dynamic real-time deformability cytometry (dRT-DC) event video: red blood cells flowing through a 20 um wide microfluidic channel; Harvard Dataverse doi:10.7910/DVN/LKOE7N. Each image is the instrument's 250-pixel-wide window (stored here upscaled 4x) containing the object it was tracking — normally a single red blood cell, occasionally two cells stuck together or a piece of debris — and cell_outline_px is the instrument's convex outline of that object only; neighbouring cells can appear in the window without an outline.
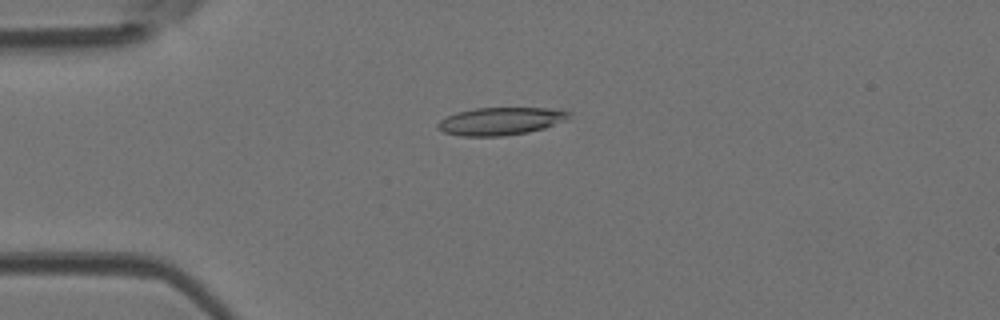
{"species": "Egyptian fruit bat (a non-hibernating species)", "species_latin": "Rousettus aegyptiacus", "temperature_condition": "room temperature", "stored_images_in_passage": 5, "camera_frame_rate_fps": 3000, "um_per_image_px": 0.085, "animal": {"sex": "female"}, "frame": {"image": 1, "passage_image": 1, "time_ms": 0.0, "image_size_px": [1000, 320], "cell_outline_px": [[572, 112], [568, 120], [544, 128], [528, 132], [500, 136], [460, 136], [444, 132], [436, 128], [436, 124], [440, 120], [456, 112], [476, 108], [560, 108]], "centroid_in_image_um": [42.59, 10.29], "position_along_channel_um": 42.4, "area_um2": 21.39}}
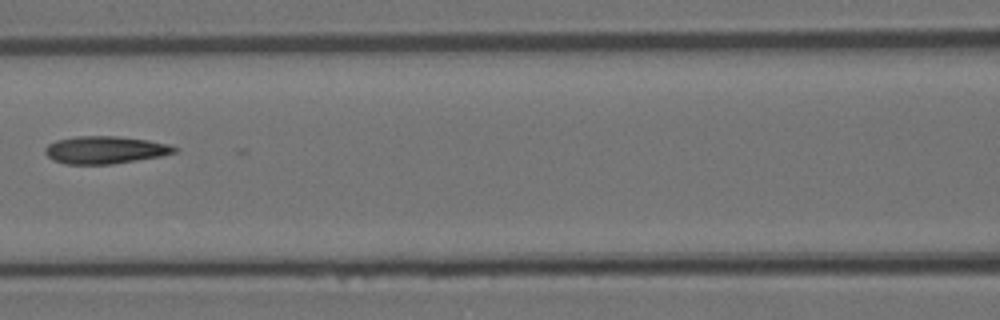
{"frame": {"image": 2, "passage_image": 4, "time_ms": 1.0, "image_size_px": [1000, 320], "cell_outline_px": [[180, 148], [176, 152], [160, 156], [112, 164], [64, 164], [52, 160], [44, 152], [44, 148], [48, 144], [56, 140], [76, 136], [116, 136], [148, 140], [168, 144]], "centroid_in_image_um": [8.91, 12.74], "position_along_channel_um": 157.7, "area_um2": 20.81}}
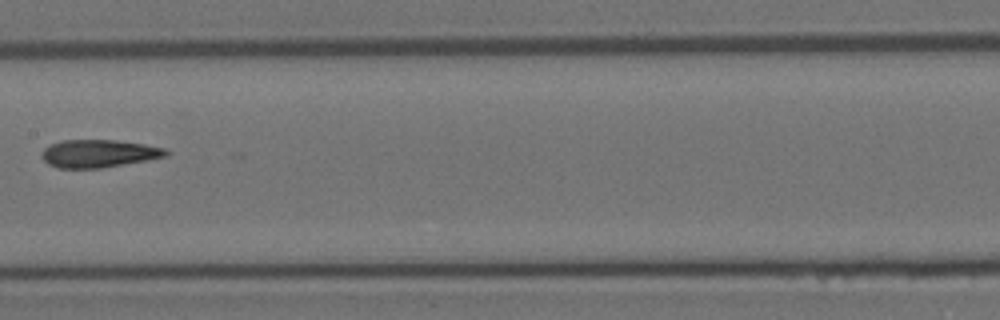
{"frame": {"image": 3, "passage_image": 5, "time_ms": 1.333, "image_size_px": [1000, 320], "cell_outline_px": [[168, 156], [148, 160], [100, 168], [60, 168], [48, 164], [40, 156], [40, 152], [48, 144], [60, 140], [116, 140], [144, 144], [164, 148], [168, 152]], "centroid_in_image_um": [8.34, 13.04], "position_along_channel_um": 199.1, "area_um2": 20.23}}